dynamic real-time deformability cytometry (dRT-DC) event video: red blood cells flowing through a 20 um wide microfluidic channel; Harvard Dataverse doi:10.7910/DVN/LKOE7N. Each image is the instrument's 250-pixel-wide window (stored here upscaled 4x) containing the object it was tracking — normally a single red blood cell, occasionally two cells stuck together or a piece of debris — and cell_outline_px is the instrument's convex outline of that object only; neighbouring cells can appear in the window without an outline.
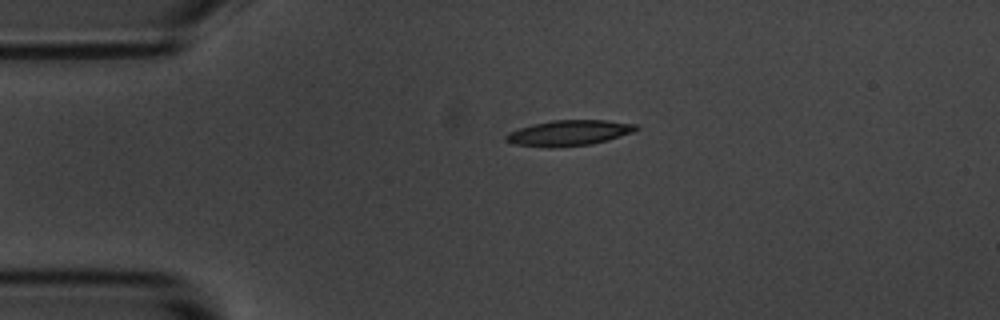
{"species": "common noctule bat (a hibernating species)", "species_latin": "Nyctalus noctula", "temperature_condition": "room temperature", "stored_images_in_passage": 2, "camera_frame_rate_fps": 3000, "um_per_image_px": 0.085, "animal": {"sex": "male", "body_mass_g": 20.1, "forearm_length_mm": 53.5}, "frame": {"image": 1, "passage_image": 1, "time_ms": 0.0, "image_size_px": [1000, 320], "cell_outline_px": [[640, 128], [636, 132], [608, 140], [592, 144], [552, 148], [548, 148], [512, 144], [504, 140], [504, 136], [508, 132], [532, 124], [552, 120], [608, 120], [636, 124]], "centroid_in_image_um": [48.37, 11.3], "position_along_channel_um": 36.6, "area_um2": 19.77}}